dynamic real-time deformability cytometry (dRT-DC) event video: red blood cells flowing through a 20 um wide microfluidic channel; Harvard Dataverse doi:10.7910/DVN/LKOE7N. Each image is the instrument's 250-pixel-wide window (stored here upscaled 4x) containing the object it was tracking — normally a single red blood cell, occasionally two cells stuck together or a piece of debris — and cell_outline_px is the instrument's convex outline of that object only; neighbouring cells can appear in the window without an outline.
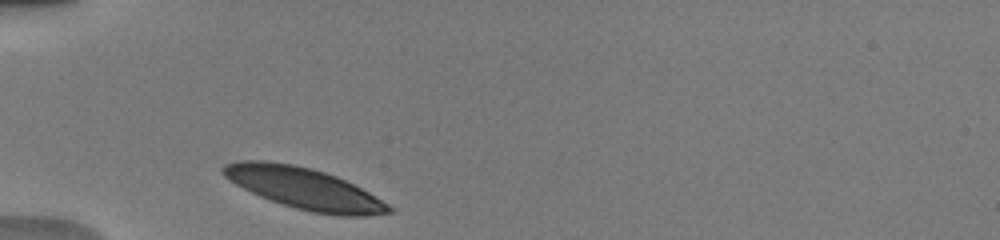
{"species": "human", "species_latin": "Homo sapiens", "temperature_condition": "warm", "stored_images_in_passage": 2, "camera_frame_rate_fps": 3000, "um_per_image_px": 0.085, "donor": {"sex": "male"}, "frame": {"image": 1, "passage_image": 1, "time_ms": 0.0, "image_size_px": [1000, 240], "cell_outline_px": [[392, 212], [364, 216], [340, 216], [312, 212], [296, 208], [260, 196], [236, 184], [224, 176], [220, 172], [220, 168], [224, 164], [240, 160], [260, 160], [292, 164], [324, 172], [336, 176], [368, 192], [388, 204], [392, 208]], "centroid_in_image_um": [25.82, 16.01], "position_along_channel_um": 59.2, "area_um2": 39.3}}